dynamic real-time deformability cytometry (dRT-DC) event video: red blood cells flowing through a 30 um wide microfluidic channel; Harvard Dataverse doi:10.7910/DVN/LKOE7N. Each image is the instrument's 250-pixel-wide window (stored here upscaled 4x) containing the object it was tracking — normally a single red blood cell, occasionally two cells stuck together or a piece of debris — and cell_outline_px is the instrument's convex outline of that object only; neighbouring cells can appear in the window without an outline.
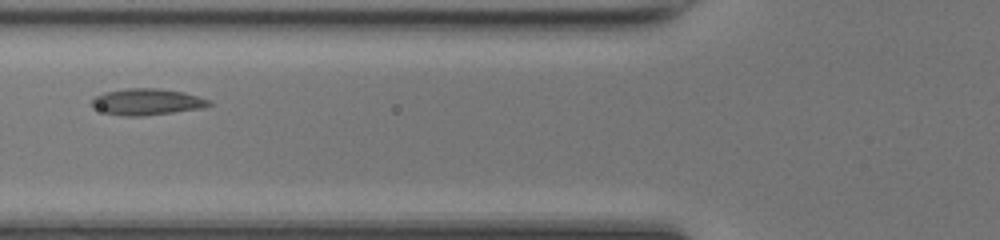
{"species": "common noctule bat (a hibernating species)", "species_latin": "Nyctalus noctula", "temperature_condition": "room temperature", "stored_images_in_passage": 30, "camera_frame_rate_fps": 3000, "um_per_image_px": 0.085, "animal": {"sex": "female", "body_mass_g": 17.0, "forearm_length_mm": 48.0}, "frame": {"image": 1, "passage_image": 5, "time_ms": 1.333, "image_size_px": [1000, 240], "cell_outline_px": [[212, 104], [204, 108], [144, 116], [124, 116], [104, 112], [92, 108], [92, 100], [96, 96], [104, 92], [124, 88], [156, 88], [184, 92], [208, 100]], "centroid_in_image_um": [12.46, 8.66], "position_along_channel_um": 113.3, "area_um2": 18.03}}
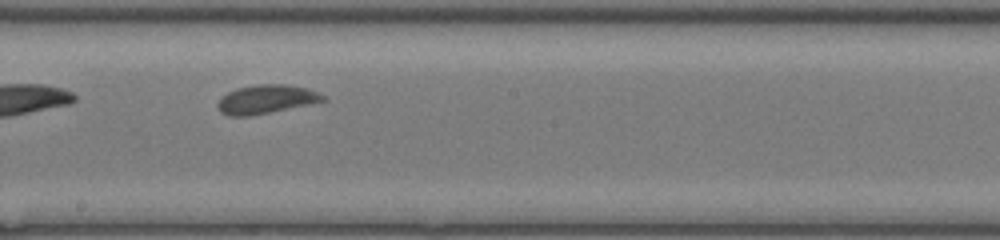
{"frame": {"image": 2, "passage_image": 13, "time_ms": 4.0, "image_size_px": [1000, 240], "cell_outline_px": [[328, 100], [248, 116], [228, 116], [220, 112], [216, 104], [228, 92], [236, 88], [260, 84], [288, 84], [308, 88], [324, 96]], "centroid_in_image_um": [22.61, 8.43], "position_along_channel_um": 225.6, "area_um2": 17.4}}
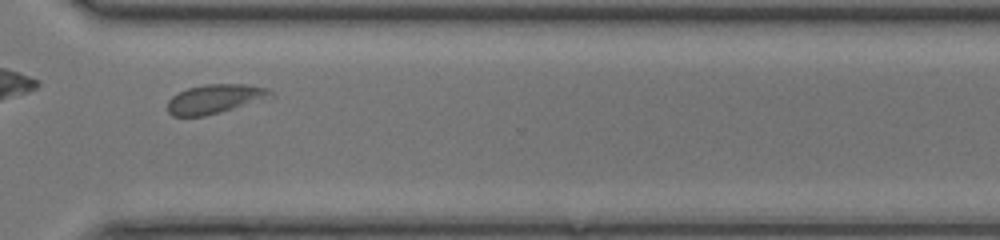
{"frame": {"image": 3, "passage_image": 22, "time_ms": 7.0, "image_size_px": [1000, 240], "cell_outline_px": [[276, 96], [220, 112], [204, 116], [172, 116], [168, 112], [168, 100], [172, 96], [188, 88], [204, 84], [244, 84], [268, 88]], "centroid_in_image_um": [18.28, 8.4], "position_along_channel_um": 352.3, "area_um2": 17.46}, "authors_computed_cell_mechanics": {"area_um2": 17.4845, "velocity_mm_per_s": 4.216, "shape_relaxation_time_tau1_ms": 8.0335, "shape_relaxation_time_tau2_ms": 0.9825, "deformation_change_tau1": 0.1676, "deformation_change_tau2": 0.0594}}